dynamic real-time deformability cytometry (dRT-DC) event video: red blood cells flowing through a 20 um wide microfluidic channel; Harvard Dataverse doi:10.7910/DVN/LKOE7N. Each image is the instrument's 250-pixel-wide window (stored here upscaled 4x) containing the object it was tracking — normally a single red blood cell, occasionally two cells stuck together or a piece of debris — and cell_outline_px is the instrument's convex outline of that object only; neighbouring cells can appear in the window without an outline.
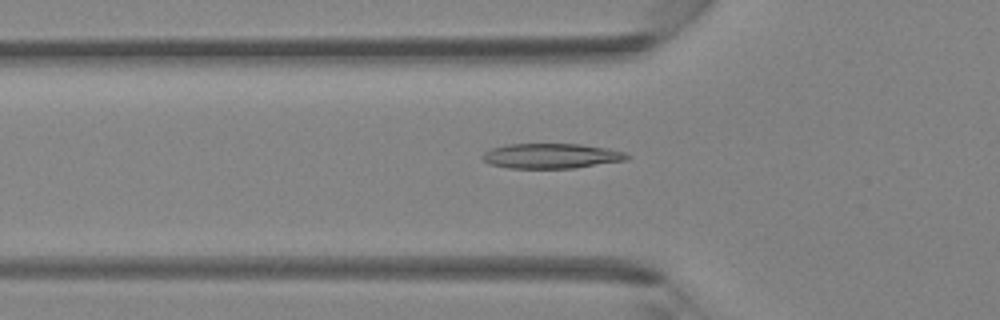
{"species": "Egyptian fruit bat (a non-hibernating species)", "species_latin": "Rousettus aegyptiacus", "temperature_condition": "room temperature", "stored_images_in_passage": 41, "camera_frame_rate_fps": 3000, "um_per_image_px": 0.085, "animal": {"sex": "female"}, "frame": {"image": 1, "passage_image": 14, "time_ms": 4.333, "image_size_px": [1000, 320], "cell_outline_px": [[632, 156], [628, 160], [576, 168], [508, 168], [488, 164], [480, 156], [484, 152], [492, 148], [508, 144], [580, 144], [604, 148], [624, 152]], "centroid_in_image_um": [46.86, 13.26], "position_along_channel_um": 78.9, "area_um2": 21.15}}
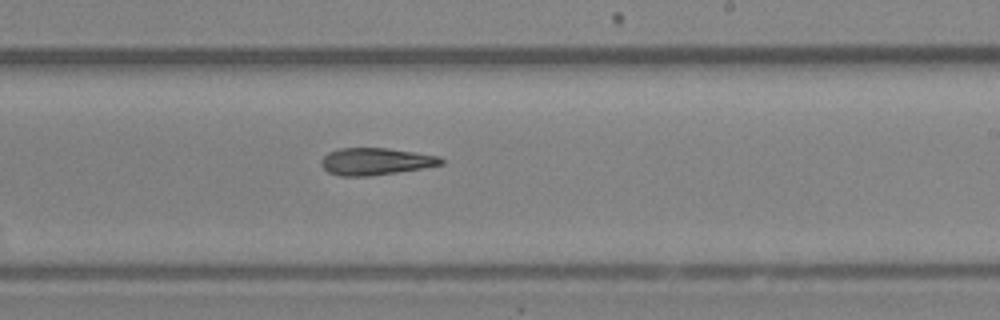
{"frame": {"image": 2, "passage_image": 25, "time_ms": 8.0, "image_size_px": [1000, 320], "cell_outline_px": [[444, 164], [396, 172], [368, 176], [340, 176], [328, 172], [320, 164], [320, 160], [328, 152], [340, 148], [388, 148], [440, 156], [444, 160]], "centroid_in_image_um": [31.9, 13.71], "position_along_channel_um": 257.1, "area_um2": 18.84}}
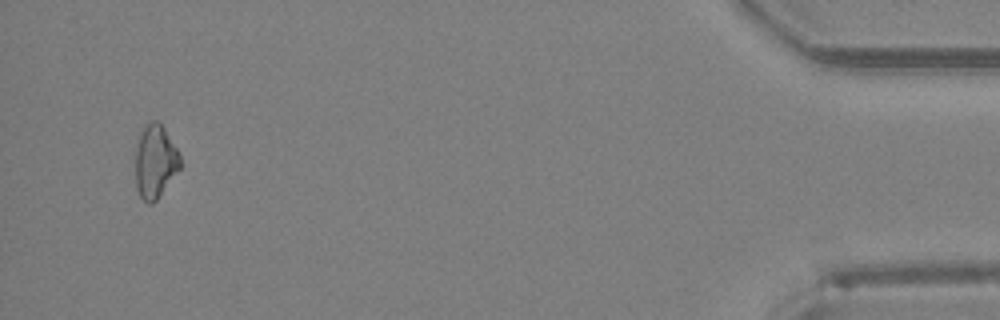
{"frame": {"image": 3, "passage_image": 40, "time_ms": 13.0, "image_size_px": [1000, 320], "cell_outline_px": [[180, 168], [156, 200], [152, 204], [148, 204], [140, 196], [136, 188], [136, 136], [144, 124], [152, 120], [160, 120], [176, 148], [180, 156]], "centroid_in_image_um": [13.16, 13.66], "position_along_channel_um": 422.0, "area_um2": 19.36}}